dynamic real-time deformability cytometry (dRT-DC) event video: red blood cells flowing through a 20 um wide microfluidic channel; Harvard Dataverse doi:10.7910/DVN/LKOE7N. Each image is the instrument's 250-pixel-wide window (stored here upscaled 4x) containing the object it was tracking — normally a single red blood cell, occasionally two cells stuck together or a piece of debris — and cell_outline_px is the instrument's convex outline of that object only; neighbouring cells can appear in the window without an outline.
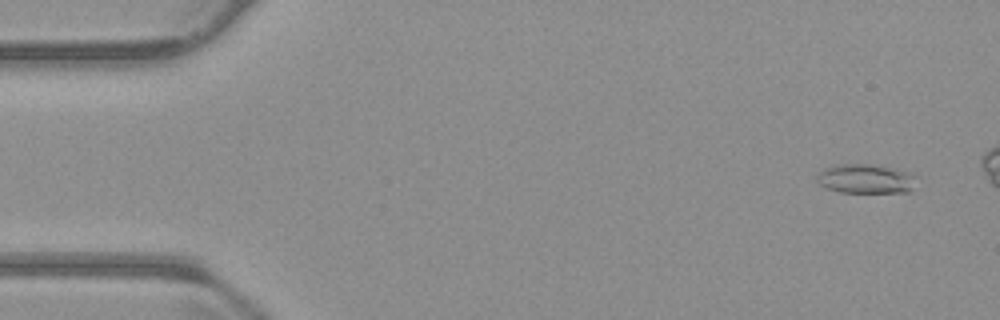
{"species": "common noctule bat (a hibernating species)", "species_latin": "Nyctalus noctula", "temperature_condition": "warm", "stored_images_in_passage": 48, "camera_frame_rate_fps": 3000, "um_per_image_px": 0.085, "animal": {"sex": "male", "body_mass_g": 23.1, "forearm_length_mm": 52.7}, "frame": {"image": 1, "passage_image": 3, "time_ms": 0.667, "image_size_px": [1000, 320], "cell_outline_px": [[920, 176], [912, 188], [908, 192], [840, 192], [828, 188], [820, 184], [816, 180], [816, 176], [824, 168], [832, 164], [872, 164], [896, 168], [912, 172]], "centroid_in_image_um": [73.64, 15.17], "position_along_channel_um": 11.4, "area_um2": 17.4}}
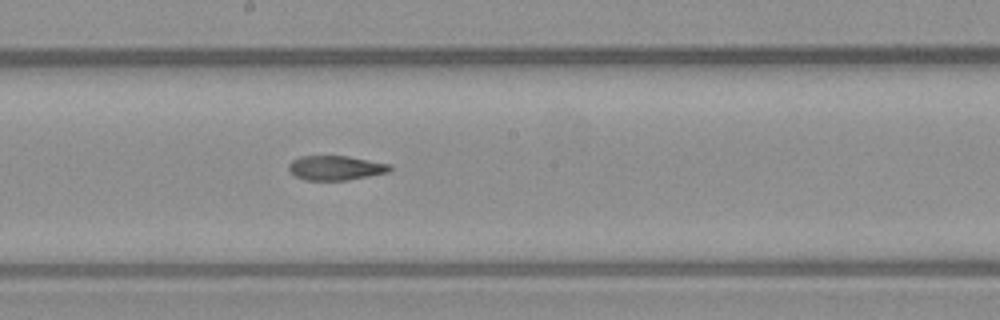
{"frame": {"image": 2, "passage_image": 29, "time_ms": 9.333, "image_size_px": [1000, 320], "cell_outline_px": [[392, 168], [388, 172], [348, 180], [304, 180], [296, 176], [288, 168], [288, 164], [292, 160], [300, 156], [348, 156], [392, 164]], "centroid_in_image_um": [28.54, 14.26], "position_along_channel_um": 219.7, "area_um2": 14.45}}
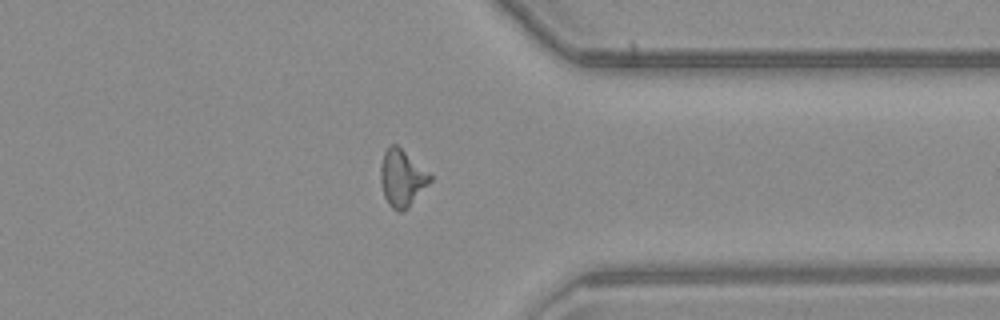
{"frame": {"image": 3, "passage_image": 42, "time_ms": 13.667, "image_size_px": [1000, 320], "cell_outline_px": [[432, 180], [408, 208], [400, 212], [396, 212], [388, 204], [384, 196], [380, 180], [380, 164], [384, 152], [392, 144], [396, 144], [432, 176]], "centroid_in_image_um": [34.14, 15.17], "position_along_channel_um": 377.3, "area_um2": 16.24}, "authors_computed_cell_mechanics": {"area_um2": 15.6638, "velocity_mm_per_s": 3.8008, "shape_relaxation_time_tau1_ms": null, "shape_relaxation_time_tau2_ms": 4.2677, "deformation_change_tau1": null, "deformation_change_tau2": 0.1233}}